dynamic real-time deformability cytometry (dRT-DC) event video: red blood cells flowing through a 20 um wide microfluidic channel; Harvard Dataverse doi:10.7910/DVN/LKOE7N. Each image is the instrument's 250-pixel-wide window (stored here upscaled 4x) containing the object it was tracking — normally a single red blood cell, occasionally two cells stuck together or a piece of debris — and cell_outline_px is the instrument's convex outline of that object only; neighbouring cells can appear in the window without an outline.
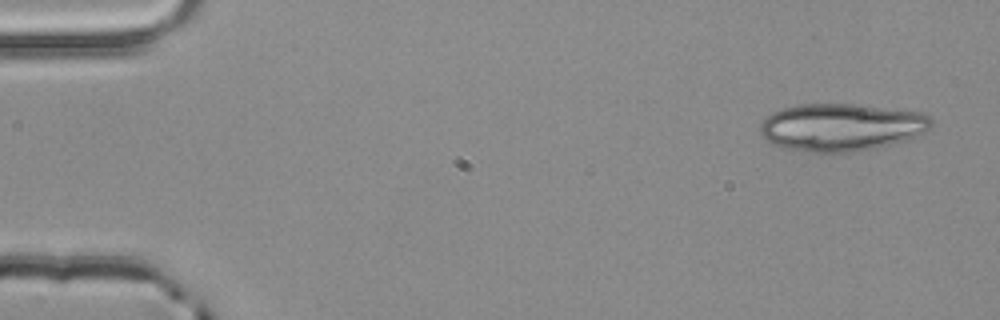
{"species": "common noctule bat (a hibernating species)", "species_latin": "Nyctalus noctula", "temperature_condition": "room temperature", "stored_images_in_passage": 4, "camera_frame_rate_fps": 3000, "um_per_image_px": 0.085, "animal": {"sex": "male", "body_mass_g": 20.4}, "frame": {"image": 1, "passage_image": 1, "time_ms": 0.0, "image_size_px": [1000, 320], "cell_outline_px": [[932, 124], [924, 132], [908, 140], [872, 148], [852, 152], [808, 152], [780, 148], [772, 144], [760, 132], [760, 124], [772, 112], [796, 104], [856, 104], [924, 112], [932, 120]], "centroid_in_image_um": [71.51, 10.81], "position_along_channel_um": 13.5, "area_um2": 47.51}}